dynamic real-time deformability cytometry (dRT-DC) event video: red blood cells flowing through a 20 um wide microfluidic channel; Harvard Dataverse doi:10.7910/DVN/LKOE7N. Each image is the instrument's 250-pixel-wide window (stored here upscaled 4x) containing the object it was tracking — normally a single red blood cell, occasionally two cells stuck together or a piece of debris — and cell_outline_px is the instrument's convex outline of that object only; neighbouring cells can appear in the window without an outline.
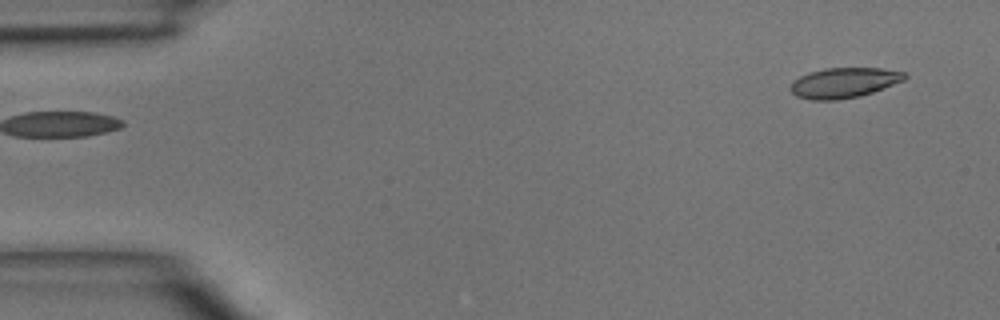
{"species": "common noctule bat (a hibernating species)", "species_latin": "Nyctalus noctula", "temperature_condition": "room temperature", "stored_images_in_passage": 3, "camera_frame_rate_fps": 3000, "um_per_image_px": 0.085, "animal": {"sex": "male", "body_mass_g": 15.6}, "frame": {"image": 1, "passage_image": 1, "time_ms": 0.0, "image_size_px": [1000, 320], "cell_outline_px": [[908, 76], [904, 80], [872, 92], [860, 96], [836, 100], [812, 100], [796, 96], [788, 88], [792, 80], [808, 72], [824, 68], [880, 68], [904, 72]], "centroid_in_image_um": [71.68, 7.03], "position_along_channel_um": 13.3, "area_um2": 20.17}}